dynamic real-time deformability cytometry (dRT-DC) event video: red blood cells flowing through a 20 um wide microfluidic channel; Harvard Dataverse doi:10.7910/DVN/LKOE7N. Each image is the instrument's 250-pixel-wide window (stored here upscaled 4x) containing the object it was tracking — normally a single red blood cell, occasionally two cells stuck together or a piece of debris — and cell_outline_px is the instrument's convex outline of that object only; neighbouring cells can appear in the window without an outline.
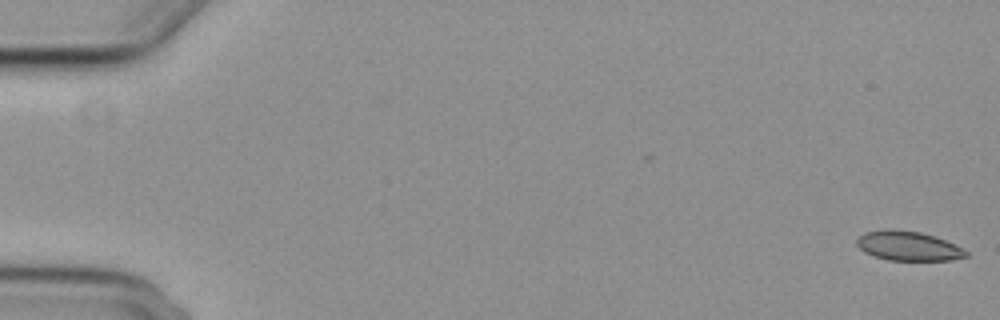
{"species": "common noctule bat (a hibernating species)", "species_latin": "Nyctalus noctula", "temperature_condition": "cold", "stored_images_in_passage": 56, "camera_frame_rate_fps": 3000, "um_per_image_px": 0.085, "animal": {"sex": "female", "body_mass_g": 29.2, "forearm_length_mm": 56.3}, "frame": {"image": 1, "passage_image": 1, "time_ms": 0.0, "image_size_px": [1000, 320], "cell_outline_px": [[968, 256], [952, 260], [888, 260], [872, 256], [864, 252], [856, 244], [856, 240], [864, 232], [920, 232], [944, 240], [968, 252]], "centroid_in_image_um": [77.2, 20.96], "position_along_channel_um": 7.8, "area_um2": 17.8}}
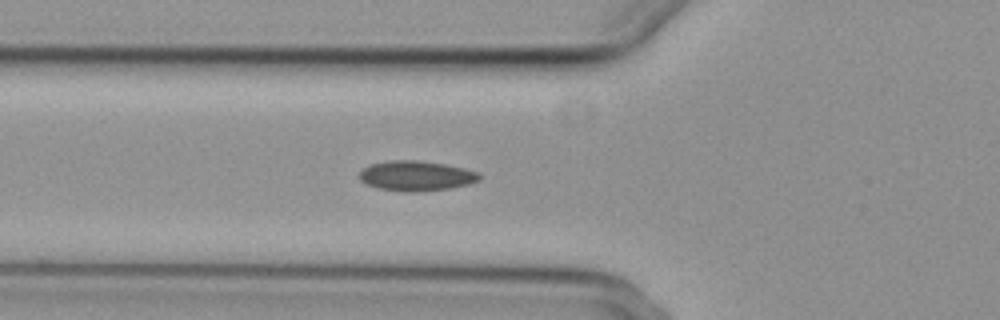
{"frame": {"image": 2, "passage_image": 21, "time_ms": 6.667, "image_size_px": [1000, 320], "cell_outline_px": [[480, 180], [468, 184], [452, 188], [412, 192], [404, 192], [376, 188], [360, 180], [360, 172], [364, 168], [372, 164], [388, 160], [416, 160], [444, 164], [464, 168], [480, 172]], "centroid_in_image_um": [35.4, 14.95], "position_along_channel_um": 90.4, "area_um2": 20.98}}
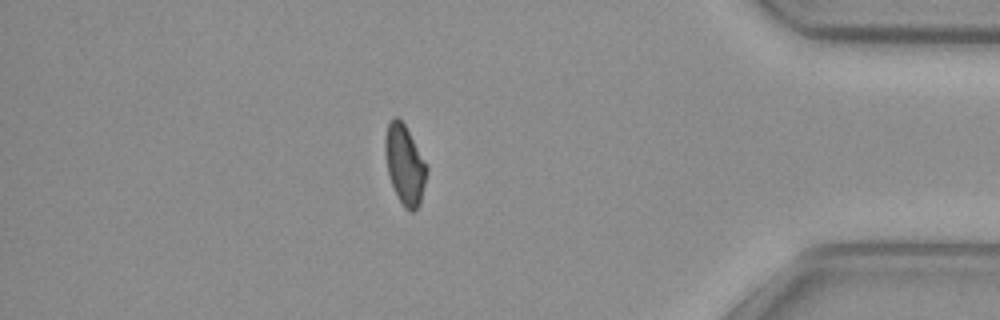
{"frame": {"image": 3, "passage_image": 49, "time_ms": 16.0, "image_size_px": [1000, 320], "cell_outline_px": [[428, 172], [420, 204], [412, 212], [404, 208], [388, 176], [384, 152], [384, 140], [388, 124], [392, 116], [396, 116], [404, 124], [428, 168]], "centroid_in_image_um": [34.39, 14.0], "position_along_channel_um": 400.8, "area_um2": 19.07}, "authors_computed_cell_mechanics": {"area_um2": 19.7676, "velocity_mm_per_s": 3.7122, "shape_relaxation_time_tau1_ms": null, "shape_relaxation_time_tau2_ms": 4.821, "deformation_change_tau1": null, "deformation_change_tau2": 0.0954}}